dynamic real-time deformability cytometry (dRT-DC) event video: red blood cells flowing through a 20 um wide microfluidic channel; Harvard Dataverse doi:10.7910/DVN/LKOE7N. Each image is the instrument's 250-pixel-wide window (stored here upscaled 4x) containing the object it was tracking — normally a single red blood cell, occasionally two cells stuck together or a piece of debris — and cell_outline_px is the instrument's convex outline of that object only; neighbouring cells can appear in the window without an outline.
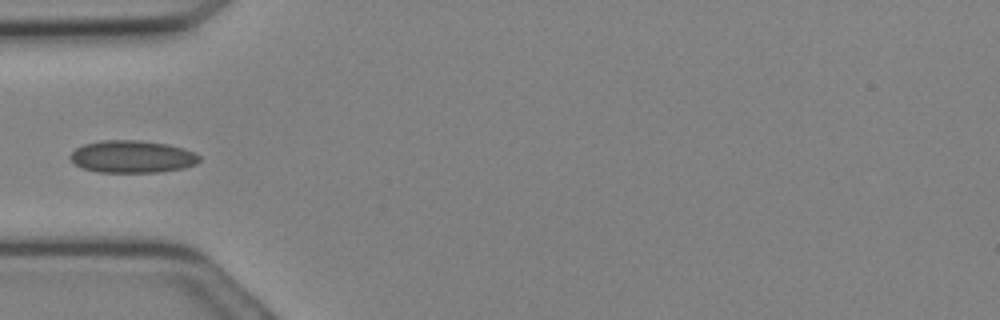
{"species": "Egyptian fruit bat (a non-hibernating species)", "species_latin": "Rousettus aegyptiacus", "temperature_condition": "cold", "stored_images_in_passage": 13, "camera_frame_rate_fps": 3000, "um_per_image_px": 0.085, "animal": {"sex": "female"}, "frame": {"image": 1, "passage_image": 10, "time_ms": 3.0, "image_size_px": [1000, 320], "cell_outline_px": [[200, 160], [196, 164], [184, 168], [156, 172], [96, 172], [84, 168], [76, 164], [68, 156], [76, 148], [84, 144], [100, 140], [140, 140], [168, 144], [184, 148], [200, 156]], "centroid_in_image_um": [11.24, 13.31], "position_along_channel_um": 73.8, "area_um2": 24.33}}
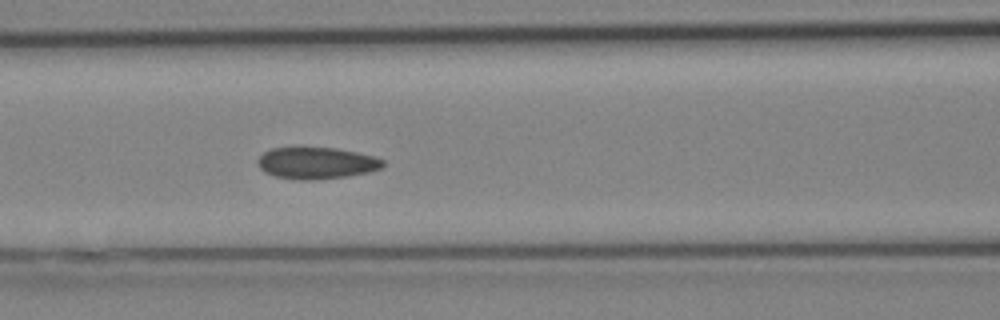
{"frame": {"image": 2, "passage_image": 13, "time_ms": 4.0, "image_size_px": [1000, 320], "cell_outline_px": [[384, 164], [380, 168], [368, 172], [348, 176], [316, 180], [300, 180], [276, 176], [264, 172], [256, 164], [256, 160], [264, 152], [272, 148], [336, 148], [376, 156], [384, 160]], "centroid_in_image_um": [26.89, 13.86], "position_along_channel_um": 139.7, "area_um2": 23.12}}